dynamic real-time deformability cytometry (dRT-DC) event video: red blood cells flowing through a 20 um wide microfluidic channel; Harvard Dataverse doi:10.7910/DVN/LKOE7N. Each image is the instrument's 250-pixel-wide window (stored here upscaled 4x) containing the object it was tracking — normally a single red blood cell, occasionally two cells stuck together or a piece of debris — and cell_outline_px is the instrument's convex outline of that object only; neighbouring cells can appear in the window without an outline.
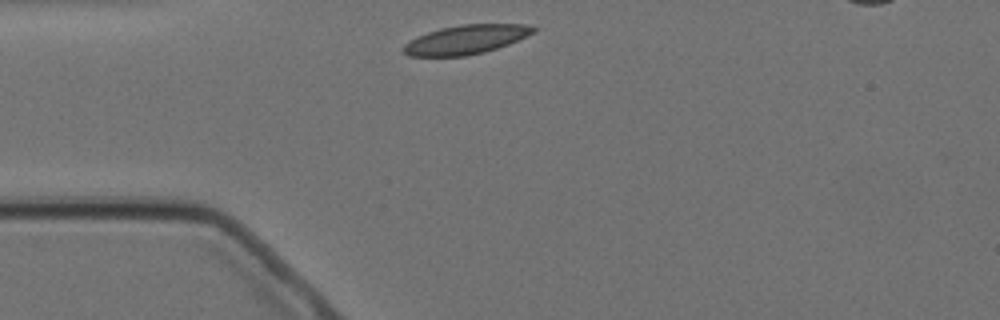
{"species": "Egyptian fruit bat (a non-hibernating species)", "species_latin": "Rousettus aegyptiacus", "temperature_condition": "cold", "stored_images_in_passage": 2, "camera_frame_rate_fps": 3000, "um_per_image_px": 0.085, "animal": {"sex": "female"}, "frame": {"image": 1, "passage_image": 1, "time_ms": 0.0, "image_size_px": [1000, 320], "cell_outline_px": [[536, 32], [528, 36], [508, 44], [484, 52], [464, 56], [408, 56], [404, 52], [404, 44], [408, 40], [416, 36], [440, 28], [460, 24], [524, 24], [536, 28]], "centroid_in_image_um": [39.6, 3.35], "position_along_channel_um": 45.4, "area_um2": 22.02}}
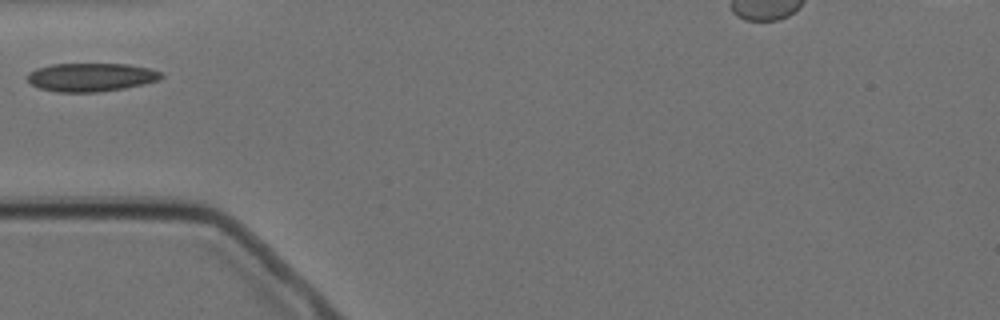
{"frame": {"image": 2, "passage_image": 2, "time_ms": 1.333, "image_size_px": [1000, 320], "cell_outline_px": [[164, 76], [156, 80], [144, 84], [124, 88], [96, 92], [56, 92], [40, 88], [32, 84], [28, 80], [28, 72], [36, 68], [52, 64], [128, 64], [152, 68], [164, 72]], "centroid_in_image_um": [7.77, 6.55], "position_along_channel_um": 77.2, "area_um2": 22.25}}